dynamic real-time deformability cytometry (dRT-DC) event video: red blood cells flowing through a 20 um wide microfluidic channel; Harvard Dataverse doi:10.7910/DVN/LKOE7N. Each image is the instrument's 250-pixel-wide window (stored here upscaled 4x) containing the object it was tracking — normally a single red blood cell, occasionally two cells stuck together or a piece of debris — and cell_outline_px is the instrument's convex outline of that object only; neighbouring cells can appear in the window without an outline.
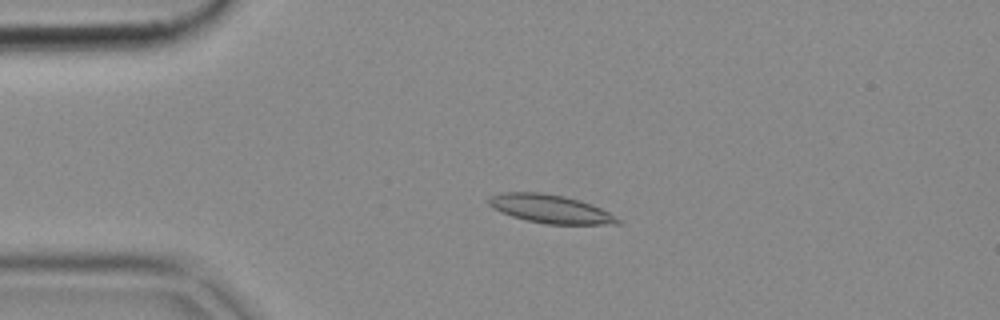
{"species": "common noctule bat (a hibernating species)", "species_latin": "Nyctalus noctula", "temperature_condition": "cold", "stored_images_in_passage": 51, "camera_frame_rate_fps": 3000, "um_per_image_px": 0.085, "animal": {"sex": "female", "body_mass_g": 18.4}, "frame": {"image": 1, "passage_image": 11, "time_ms": 3.333, "image_size_px": [1000, 320], "cell_outline_px": [[620, 224], [548, 224], [528, 220], [512, 216], [500, 212], [492, 208], [488, 204], [488, 196], [500, 192], [544, 192], [564, 196], [580, 200], [592, 204], [608, 212], [620, 220]], "centroid_in_image_um": [46.73, 17.74], "position_along_channel_um": 38.3, "area_um2": 21.39}}
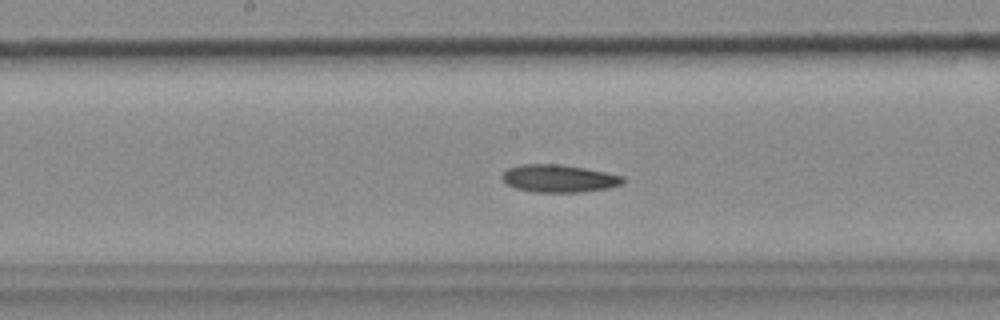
{"frame": {"image": 2, "passage_image": 26, "time_ms": 8.333, "image_size_px": [1000, 320], "cell_outline_px": [[624, 184], [608, 188], [580, 192], [532, 192], [516, 188], [508, 184], [500, 176], [508, 168], [520, 164], [556, 164], [584, 168], [624, 176]], "centroid_in_image_um": [47.51, 15.17], "position_along_channel_um": 200.7, "area_um2": 19.36}}
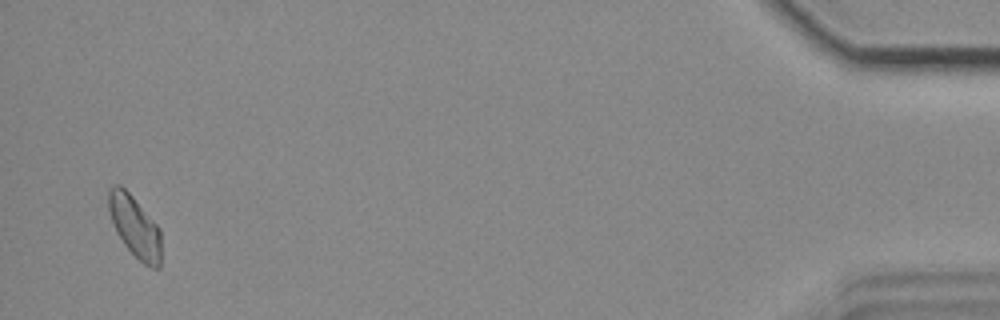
{"frame": {"image": 3, "passage_image": 50, "time_ms": 16.333, "image_size_px": [1000, 320], "cell_outline_px": [[160, 268], [152, 268], [144, 264], [124, 244], [116, 232], [108, 208], [108, 188], [112, 184], [120, 184], [132, 196], [160, 228]], "centroid_in_image_um": [11.44, 19.23], "position_along_channel_um": 423.8, "area_um2": 18.67}}